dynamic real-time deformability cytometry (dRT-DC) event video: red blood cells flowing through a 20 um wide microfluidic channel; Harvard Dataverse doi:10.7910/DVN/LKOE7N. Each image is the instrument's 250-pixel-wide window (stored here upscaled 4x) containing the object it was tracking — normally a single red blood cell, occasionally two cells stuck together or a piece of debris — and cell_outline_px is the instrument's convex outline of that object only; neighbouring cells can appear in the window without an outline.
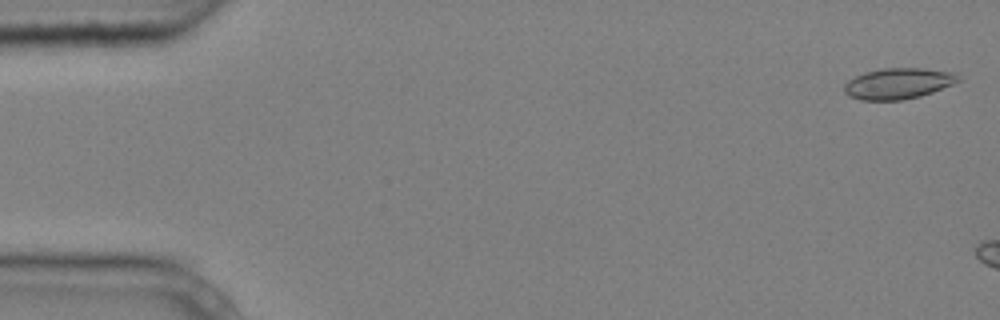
{"species": "common noctule bat (a hibernating species)", "species_latin": "Nyctalus noctula", "temperature_condition": "cold", "stored_images_in_passage": 3, "camera_frame_rate_fps": 3000, "um_per_image_px": 0.085, "animal": {"sex": "male", "body_mass_g": 20.4}, "frame": {"image": 1, "passage_image": 1, "time_ms": 0.0, "image_size_px": [1000, 320], "cell_outline_px": [[960, 80], [952, 84], [932, 92], [920, 96], [900, 100], [860, 100], [848, 96], [844, 92], [844, 84], [848, 80], [864, 72], [884, 68], [924, 68], [956, 72]], "centroid_in_image_um": [76.33, 7.09], "position_along_channel_um": 8.7, "area_um2": 20.58}}